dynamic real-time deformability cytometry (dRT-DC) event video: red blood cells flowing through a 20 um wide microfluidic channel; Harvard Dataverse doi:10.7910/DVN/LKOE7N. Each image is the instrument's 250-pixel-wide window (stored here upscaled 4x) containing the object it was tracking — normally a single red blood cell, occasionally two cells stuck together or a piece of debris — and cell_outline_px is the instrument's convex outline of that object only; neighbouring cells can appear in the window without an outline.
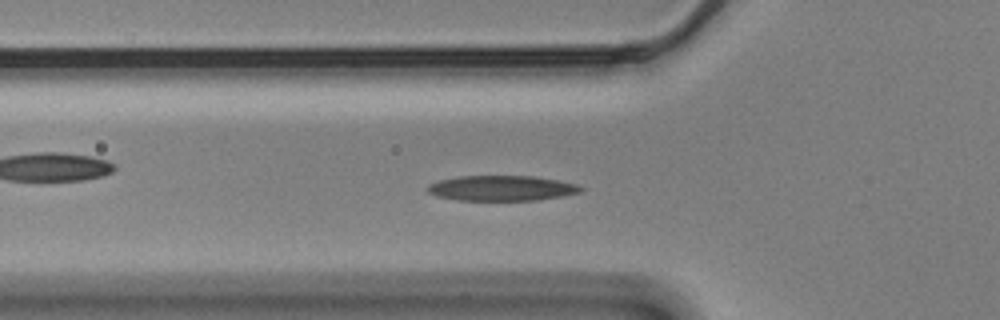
{"species": "Egyptian fruit bat (a non-hibernating species)", "species_latin": "Rousettus aegyptiacus", "temperature_condition": "cold", "stored_images_in_passage": 54, "camera_frame_rate_fps": 3000, "um_per_image_px": 0.085, "animal": {"sex": "male"}, "frame": {"image": 1, "passage_image": 18, "time_ms": 5.667, "image_size_px": [1000, 320], "cell_outline_px": [[584, 188], [580, 192], [560, 196], [536, 200], [456, 200], [436, 196], [428, 192], [424, 188], [428, 184], [440, 180], [460, 176], [532, 176], [556, 180], [576, 184]], "centroid_in_image_um": [42.57, 15.99], "position_along_channel_um": 83.2, "area_um2": 22.43}}
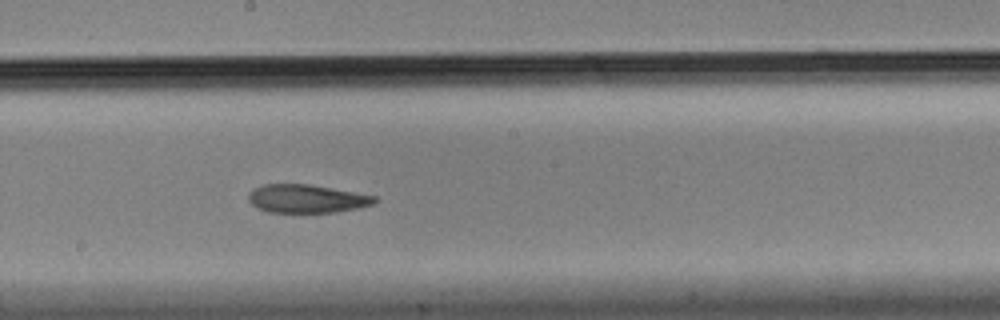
{"frame": {"image": 2, "passage_image": 30, "time_ms": 9.667, "image_size_px": [1000, 320], "cell_outline_px": [[380, 200], [376, 204], [336, 212], [268, 212], [256, 208], [248, 200], [248, 196], [252, 188], [264, 184], [308, 184], [376, 196]], "centroid_in_image_um": [26.07, 16.89], "position_along_channel_um": 222.1, "area_um2": 20.87}}
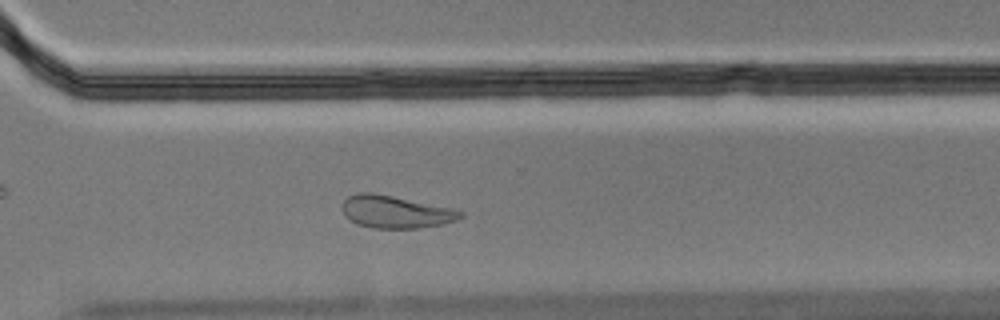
{"frame": {"image": 3, "passage_image": 40, "time_ms": 13.0, "image_size_px": [1000, 320], "cell_outline_px": [[464, 216], [456, 220], [444, 224], [416, 228], [372, 228], [356, 224], [348, 220], [344, 216], [340, 204], [348, 196], [360, 192], [372, 192], [452, 208], [464, 212]], "centroid_in_image_um": [33.58, 18.01], "position_along_channel_um": 337.0, "area_um2": 22.54}, "authors_computed_cell_mechanics": {"area_um2": 22.3108, "velocity_mm_per_s": 3.455, "shape_relaxation_time_tau1_ms": 8.0745, "shape_relaxation_time_tau2_ms": 3.6211, "deformation_change_tau1": 0.2055, "deformation_change_tau2": 0.1078}}